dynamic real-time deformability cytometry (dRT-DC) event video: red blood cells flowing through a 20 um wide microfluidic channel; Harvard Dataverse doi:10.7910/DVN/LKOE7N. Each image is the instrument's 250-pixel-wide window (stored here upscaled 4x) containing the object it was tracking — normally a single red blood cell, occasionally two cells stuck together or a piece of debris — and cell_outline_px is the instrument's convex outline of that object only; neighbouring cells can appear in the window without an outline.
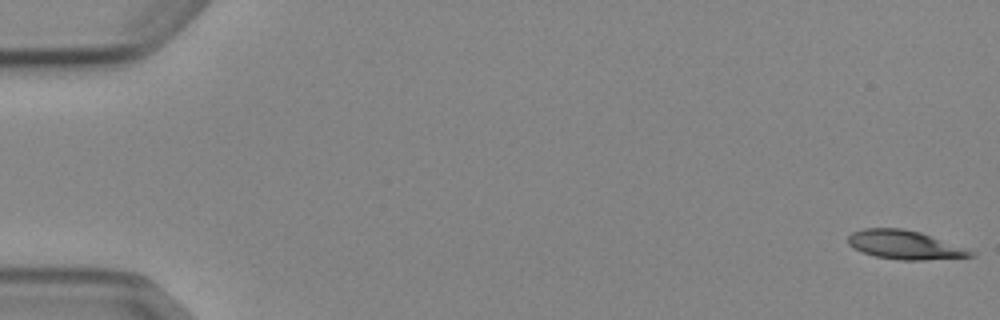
{"species": "Egyptian fruit bat (a non-hibernating species)", "species_latin": "Rousettus aegyptiacus", "temperature_condition": "cold", "stored_images_in_passage": 5, "camera_frame_rate_fps": 3000, "um_per_image_px": 0.085, "animal": {"sex": "female"}, "frame": {"image": 1, "passage_image": 1, "time_ms": 0.0, "image_size_px": [1000, 320], "cell_outline_px": [[976, 252], [972, 256], [924, 260], [900, 260], [876, 256], [852, 248], [848, 244], [848, 236], [852, 232], [864, 228], [900, 228], [920, 232]], "centroid_in_image_um": [76.86, 20.81], "position_along_channel_um": 8.1, "area_um2": 20.29}}
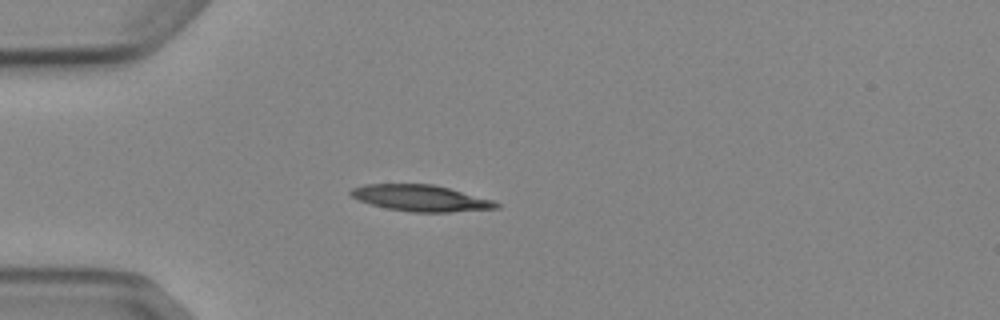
{"frame": {"image": 2, "passage_image": 5, "time_ms": 4.667, "image_size_px": [1000, 320], "cell_outline_px": [[500, 208], [448, 212], [412, 212], [388, 208], [372, 204], [360, 200], [352, 196], [348, 192], [352, 188], [364, 184], [432, 184], [448, 188], [492, 200], [500, 204]], "centroid_in_image_um": [35.75, 16.84], "position_along_channel_um": 49.2, "area_um2": 21.96}}